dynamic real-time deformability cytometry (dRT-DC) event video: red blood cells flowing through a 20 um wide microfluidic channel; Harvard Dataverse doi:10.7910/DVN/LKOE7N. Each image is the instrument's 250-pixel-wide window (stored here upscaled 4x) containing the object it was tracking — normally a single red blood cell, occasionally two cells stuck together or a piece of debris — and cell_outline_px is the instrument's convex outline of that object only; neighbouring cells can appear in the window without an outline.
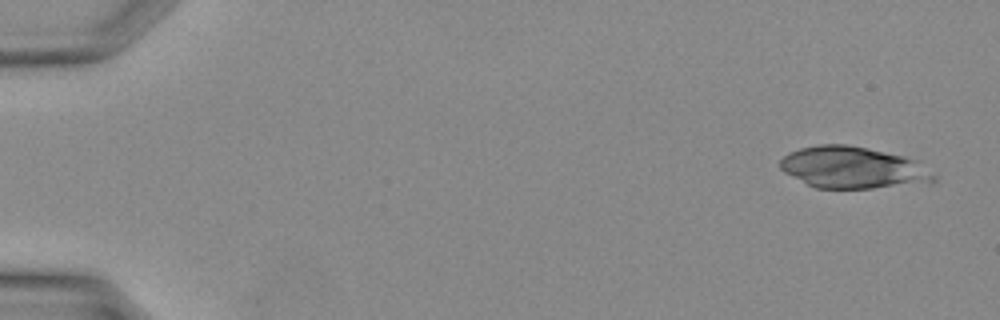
{"species": "Egyptian fruit bat (a non-hibernating species)", "species_latin": "Rousettus aegyptiacus", "temperature_condition": "warm", "stored_images_in_passage": 2, "camera_frame_rate_fps": 3000, "um_per_image_px": 0.085, "animal": {"sex": "female"}, "frame": {"image": 1, "passage_image": 1, "time_ms": 0.0, "image_size_px": [1000, 320], "cell_outline_px": [[936, 180], [932, 184], [872, 188], [816, 188], [784, 172], [780, 168], [780, 160], [784, 156], [800, 148], [816, 144], [844, 144], [868, 148], [904, 156], [916, 160], [936, 176]], "centroid_in_image_um": [72.55, 14.25], "position_along_channel_um": 12.4, "area_um2": 37.51}}